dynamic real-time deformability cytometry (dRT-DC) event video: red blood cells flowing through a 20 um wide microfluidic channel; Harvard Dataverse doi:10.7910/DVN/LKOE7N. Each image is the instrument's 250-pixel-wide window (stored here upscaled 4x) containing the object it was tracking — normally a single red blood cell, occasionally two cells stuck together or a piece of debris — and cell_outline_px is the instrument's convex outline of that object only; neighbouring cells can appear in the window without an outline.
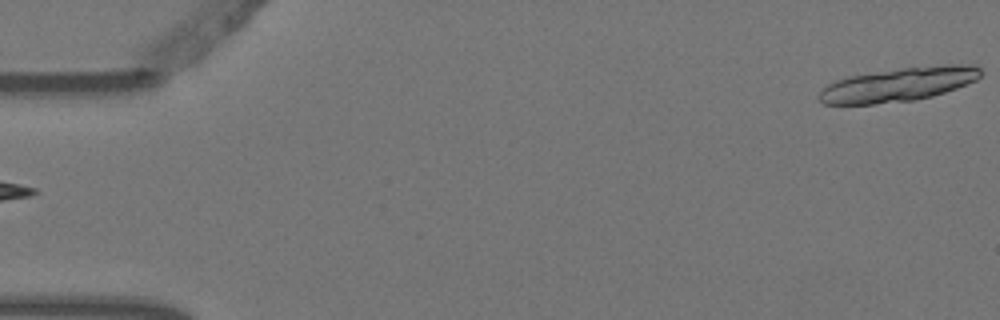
{"species": "Egyptian fruit bat (a non-hibernating species)", "species_latin": "Rousettus aegyptiacus", "temperature_condition": "warm", "stored_images_in_passage": 5, "camera_frame_rate_fps": 3000, "um_per_image_px": 0.085, "animal": {"sex": "female"}, "frame": {"image": 1, "passage_image": 5, "time_ms": 1.333, "image_size_px": [1000, 320], "cell_outline_px": [[980, 76], [976, 80], [956, 88], [932, 96], [916, 100], [872, 104], [824, 104], [820, 100], [820, 92], [828, 84], [836, 80], [852, 76], [900, 68], [944, 64], [972, 64], [980, 68]], "centroid_in_image_um": [76.41, 7.18], "position_along_channel_um": 8.6, "area_um2": 31.56}}